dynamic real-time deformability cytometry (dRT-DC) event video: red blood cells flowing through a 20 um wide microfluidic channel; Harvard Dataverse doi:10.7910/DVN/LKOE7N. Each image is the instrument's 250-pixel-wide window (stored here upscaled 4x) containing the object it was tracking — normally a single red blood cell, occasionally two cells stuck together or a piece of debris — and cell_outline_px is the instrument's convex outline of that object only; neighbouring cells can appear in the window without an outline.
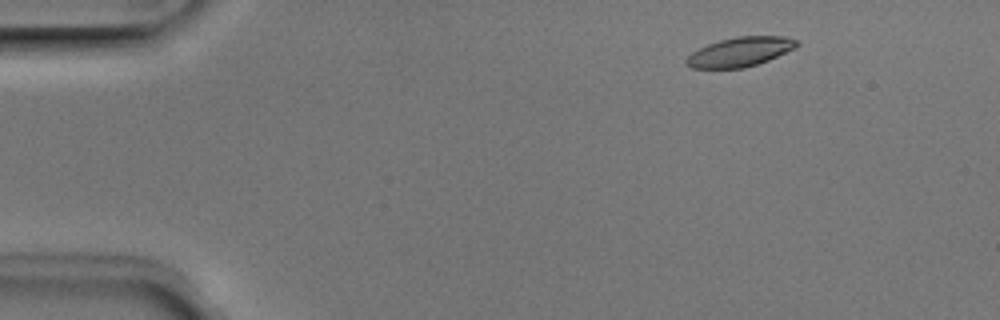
{"species": "Egyptian fruit bat (a non-hibernating species)", "species_latin": "Rousettus aegyptiacus", "temperature_condition": "room temperature", "stored_images_in_passage": 50, "camera_frame_rate_fps": 3000, "um_per_image_px": 0.085, "animal": {"sex": "male"}, "frame": {"image": 1, "passage_image": 5, "time_ms": 1.333, "image_size_px": [1000, 320], "cell_outline_px": [[800, 44], [796, 48], [768, 60], [744, 68], [692, 68], [684, 64], [684, 60], [692, 52], [708, 44], [720, 40], [736, 36], [784, 36], [796, 40]], "centroid_in_image_um": [62.9, 4.41], "position_along_channel_um": 22.1, "area_um2": 18.9}}
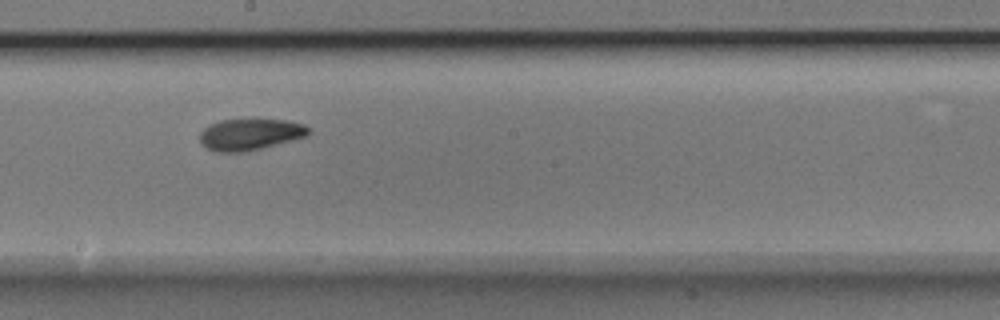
{"frame": {"image": 2, "passage_image": 27, "time_ms": 8.667, "image_size_px": [1000, 320], "cell_outline_px": [[308, 136], [244, 152], [212, 152], [200, 144], [200, 132], [208, 124], [220, 120], [288, 120], [304, 124], [308, 128]], "centroid_in_image_um": [21.2, 11.43], "position_along_channel_um": 227.0, "area_um2": 19.88}}
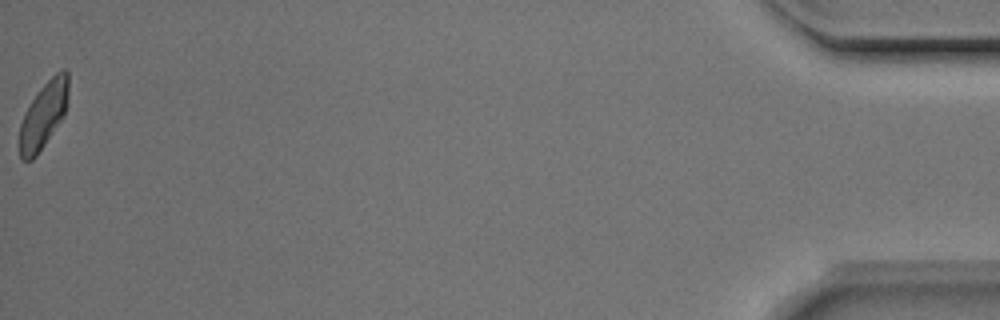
{"frame": {"image": 3, "passage_image": 50, "time_ms": 16.333, "image_size_px": [1000, 320], "cell_outline_px": [[68, 104], [64, 116], [36, 156], [32, 160], [20, 160], [20, 124], [24, 112], [40, 88], [60, 68], [64, 68], [68, 72]], "centroid_in_image_um": [3.72, 9.75], "position_along_channel_um": 431.5, "area_um2": 18.9}, "authors_computed_cell_mechanics": {"area_um2": 19.5942, "velocity_mm_per_s": 3.9417, "shape_relaxation_time_tau1_ms": 3.858, "shape_relaxation_time_tau2_ms": 2.8359, "deformation_change_tau1": 0.1281, "deformation_change_tau2": 0.0791}}